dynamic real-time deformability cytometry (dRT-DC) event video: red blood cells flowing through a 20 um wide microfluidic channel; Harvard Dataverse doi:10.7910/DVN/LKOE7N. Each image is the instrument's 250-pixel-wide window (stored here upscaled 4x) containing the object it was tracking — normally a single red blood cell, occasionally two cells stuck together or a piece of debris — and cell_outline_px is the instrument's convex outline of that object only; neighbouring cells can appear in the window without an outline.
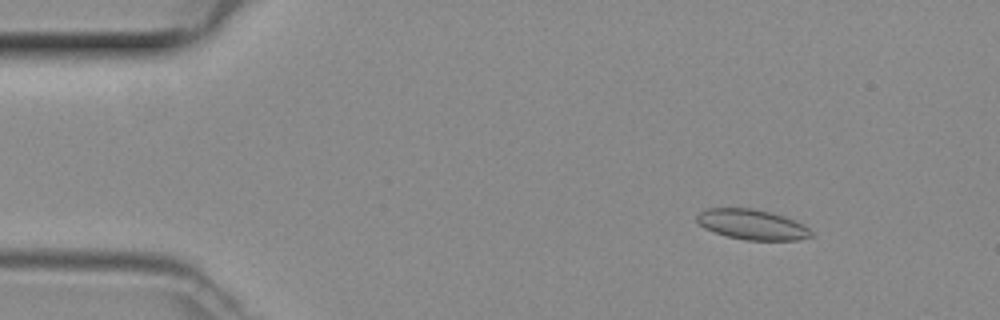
{"species": "common noctule bat (a hibernating species)", "species_latin": "Nyctalus noctula", "temperature_condition": "room temperature", "stored_images_in_passage": 40, "camera_frame_rate_fps": 3000, "um_per_image_px": 0.085, "animal": {"sex": "female", "body_mass_g": 29.2, "forearm_length_mm": 56.3}, "frame": {"image": 1, "passage_image": 1, "time_ms": 0.0, "image_size_px": [1000, 320], "cell_outline_px": [[812, 236], [800, 240], [748, 240], [728, 236], [704, 228], [696, 220], [696, 216], [700, 212], [708, 208], [752, 208], [784, 216], [804, 224], [812, 232]], "centroid_in_image_um": [63.94, 19.08], "position_along_channel_um": 21.1, "area_um2": 19.94}}
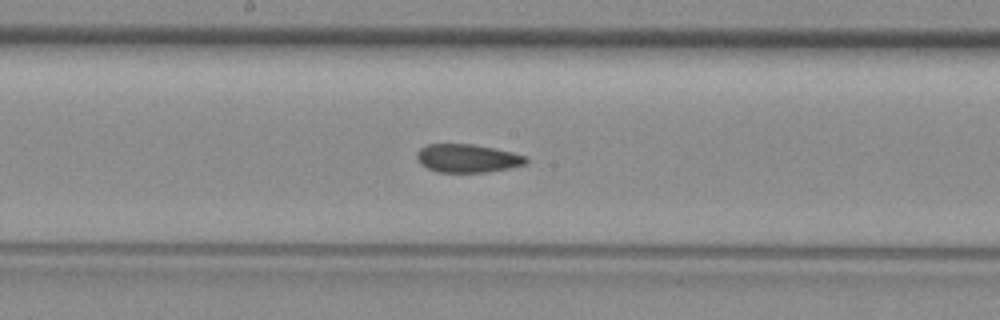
{"frame": {"image": 2, "passage_image": 20, "time_ms": 6.333, "image_size_px": [1000, 320], "cell_outline_px": [[528, 164], [512, 168], [488, 172], [436, 172], [420, 164], [416, 156], [416, 152], [420, 148], [428, 144], [472, 144], [512, 152], [528, 156]], "centroid_in_image_um": [39.76, 13.46], "position_along_channel_um": 208.4, "area_um2": 18.21}}
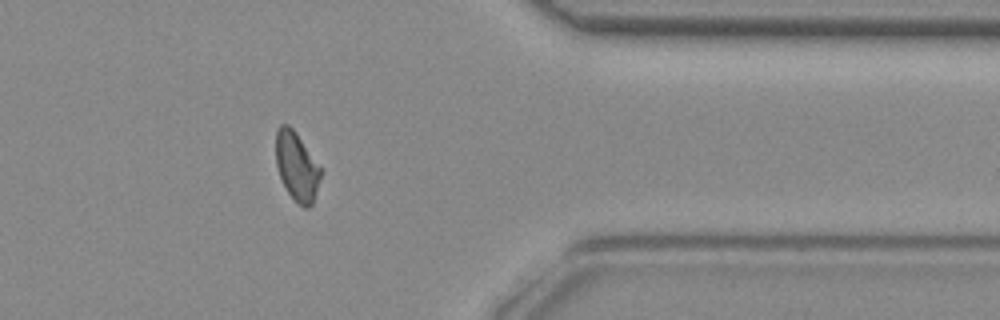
{"frame": {"image": 3, "passage_image": 34, "time_ms": 11.0, "image_size_px": [1000, 320], "cell_outline_px": [[320, 176], [316, 192], [312, 204], [308, 208], [304, 208], [288, 192], [280, 176], [276, 164], [276, 128], [280, 124], [288, 124], [296, 132], [320, 168]], "centroid_in_image_um": [25.19, 14.11], "position_along_channel_um": 386.2, "area_um2": 17.46}}